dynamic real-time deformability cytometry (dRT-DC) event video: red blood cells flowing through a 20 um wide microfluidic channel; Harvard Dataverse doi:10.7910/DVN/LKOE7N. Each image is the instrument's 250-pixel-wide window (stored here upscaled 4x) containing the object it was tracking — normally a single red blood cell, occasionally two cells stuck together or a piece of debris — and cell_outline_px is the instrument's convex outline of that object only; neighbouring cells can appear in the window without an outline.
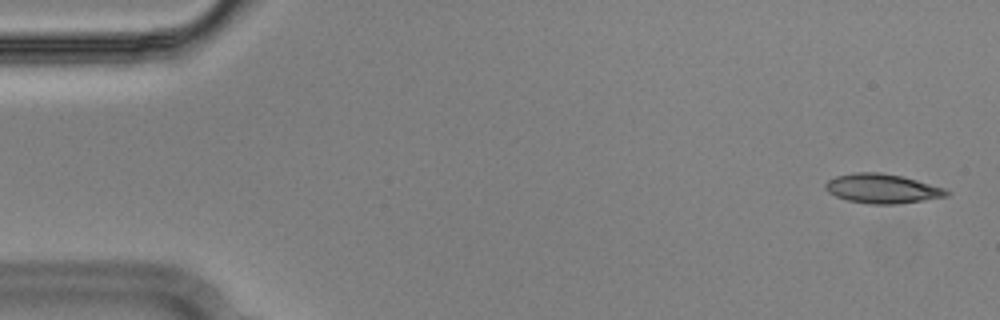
{"species": "Egyptian fruit bat (a non-hibernating species)", "species_latin": "Rousettus aegyptiacus", "temperature_condition": "cold", "stored_images_in_passage": 54, "segment_of_instrument_passage": [1, 2], "camera_frame_rate_fps": 3000, "um_per_image_px": 0.085, "animal": {"sex": "male"}, "frame": {"image": 1, "passage_image": 2, "time_ms": 0.333, "image_size_px": [1000, 320], "cell_outline_px": [[952, 192], [948, 196], [900, 204], [868, 204], [848, 200], [836, 196], [828, 192], [824, 188], [824, 184], [828, 180], [836, 176], [856, 172], [880, 172], [900, 176], [916, 180], [944, 188]], "centroid_in_image_um": [74.98, 16.04], "position_along_channel_um": 10.0, "area_um2": 20.75}}
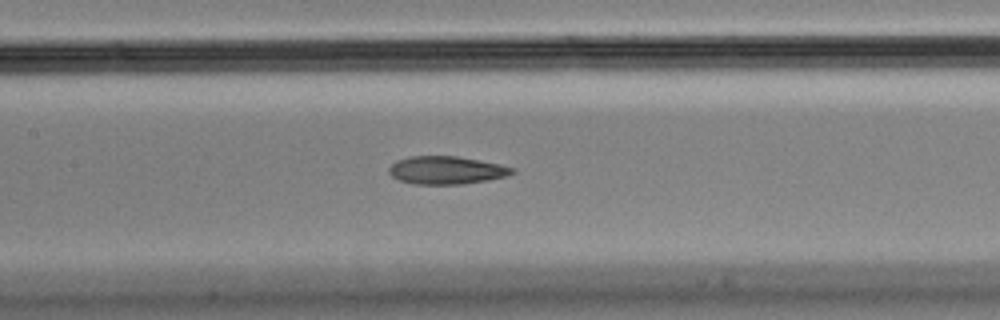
{"frame": {"image": 2, "passage_image": 25, "time_ms": 8.0, "image_size_px": [1000, 320], "cell_outline_px": [[516, 172], [504, 176], [488, 180], [460, 184], [412, 184], [400, 180], [392, 176], [388, 172], [388, 168], [396, 160], [408, 156], [456, 156], [500, 164], [516, 168]], "centroid_in_image_um": [37.92, 14.46], "position_along_channel_um": 169.5, "area_um2": 20.06}}
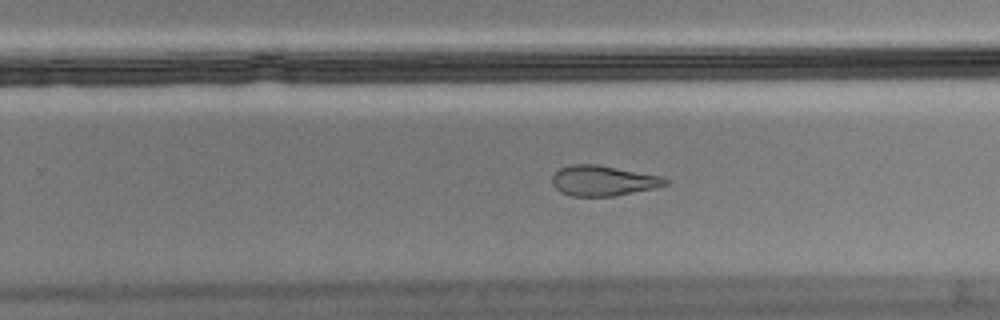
{"frame": {"image": 3, "passage_image": 34, "time_ms": 11.0, "image_size_px": [1000, 320], "cell_outline_px": [[668, 184], [656, 188], [612, 196], [572, 196], [560, 192], [552, 184], [552, 176], [560, 168], [572, 164], [596, 164], [660, 176], [668, 180]], "centroid_in_image_um": [51.24, 15.36], "position_along_channel_um": 278.6, "area_um2": 19.83}}